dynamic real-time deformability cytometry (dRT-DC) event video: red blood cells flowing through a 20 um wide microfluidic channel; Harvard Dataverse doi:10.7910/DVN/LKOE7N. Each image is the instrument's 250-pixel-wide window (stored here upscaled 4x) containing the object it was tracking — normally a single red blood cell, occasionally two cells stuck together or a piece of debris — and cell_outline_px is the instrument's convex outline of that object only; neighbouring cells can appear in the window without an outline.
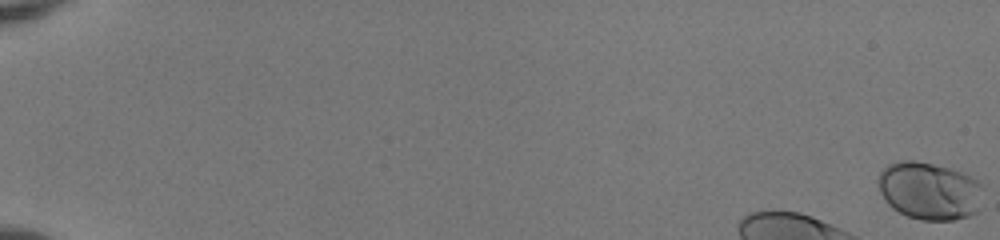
{"species": "human", "species_latin": "Homo sapiens", "temperature_condition": "room temperature", "stored_images_in_passage": 16, "camera_frame_rate_fps": 3000, "um_per_image_px": 0.085, "donor": {"sex": "female"}, "frame": {"image": 1, "passage_image": 1, "time_ms": 0.0, "image_size_px": [1000, 240], "cell_outline_px": [[980, 184], [976, 212], [968, 216], [952, 220], [920, 220], [908, 216], [892, 208], [888, 204], [880, 192], [876, 180], [880, 172], [888, 164], [900, 160], [916, 160], [948, 168], [960, 172], [976, 180]], "centroid_in_image_um": [78.9, 16.21], "position_along_channel_um": 6.1, "area_um2": 34.74}}